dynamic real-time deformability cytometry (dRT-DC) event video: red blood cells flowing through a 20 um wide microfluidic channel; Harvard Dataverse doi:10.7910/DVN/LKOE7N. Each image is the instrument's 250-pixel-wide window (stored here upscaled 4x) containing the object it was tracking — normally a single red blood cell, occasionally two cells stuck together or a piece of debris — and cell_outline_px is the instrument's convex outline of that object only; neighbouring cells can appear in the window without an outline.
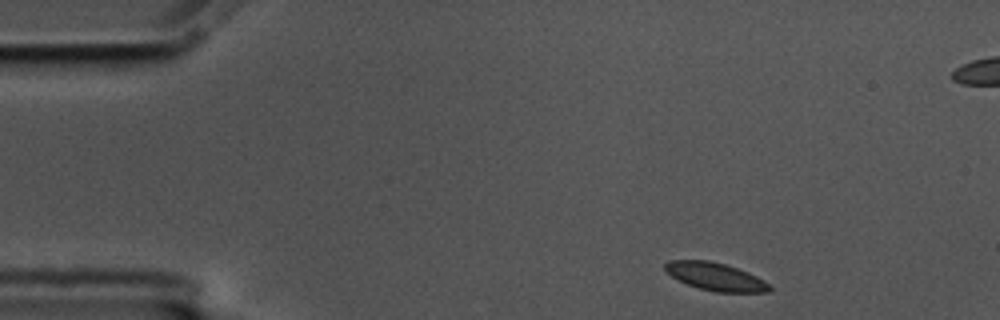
{"species": "common noctule bat (a hibernating species)", "species_latin": "Nyctalus noctula", "temperature_condition": "cold", "stored_images_in_passage": 4, "segment_of_instrument_passage": [1, 2], "camera_frame_rate_fps": 3000, "um_per_image_px": 0.085, "animal": {"sex": "male", "body_mass_g": 17.5, "forearm_length_mm": 52.3}, "frame": {"image": 1, "passage_image": 1, "time_ms": 0.0, "image_size_px": [1000, 320], "cell_outline_px": [[772, 288], [768, 292], [716, 292], [700, 288], [688, 284], [664, 272], [664, 264], [668, 260], [708, 260], [724, 264], [748, 272], [764, 280]], "centroid_in_image_um": [60.79, 23.5], "position_along_channel_um": 24.2, "area_um2": 16.82}}